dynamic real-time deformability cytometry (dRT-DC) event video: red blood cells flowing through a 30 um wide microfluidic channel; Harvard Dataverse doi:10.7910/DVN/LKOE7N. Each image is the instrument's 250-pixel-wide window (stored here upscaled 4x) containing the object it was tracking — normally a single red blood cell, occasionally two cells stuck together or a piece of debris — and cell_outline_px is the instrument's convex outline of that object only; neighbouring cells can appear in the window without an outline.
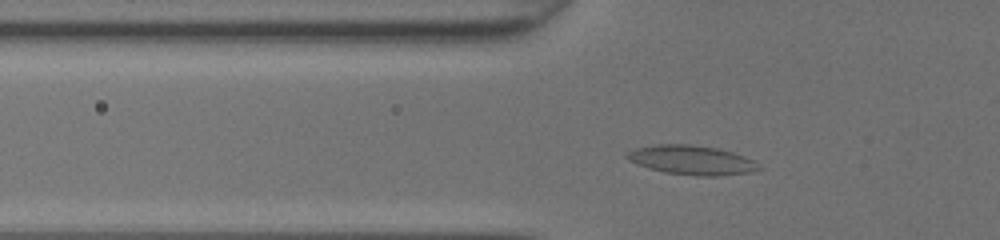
{"species": "common noctule bat (a hibernating species)", "species_latin": "Nyctalus noctula", "temperature_condition": "room temperature", "stored_images_in_passage": 40, "camera_frame_rate_fps": 3000, "um_per_image_px": 0.085, "animal": {"sex": "female", "body_mass_g": 20.0, "forearm_length_mm": 54.0}, "frame": {"image": 1, "passage_image": 9, "time_ms": 2.667, "image_size_px": [1000, 240], "cell_outline_px": [[764, 168], [752, 172], [720, 176], [696, 176], [664, 172], [648, 168], [636, 164], [628, 160], [624, 156], [628, 152], [636, 148], [656, 144], [688, 144], [716, 148], [732, 152], [744, 156], [752, 160]], "centroid_in_image_um": [58.79, 13.62], "position_along_channel_um": 67.0, "area_um2": 22.6}}
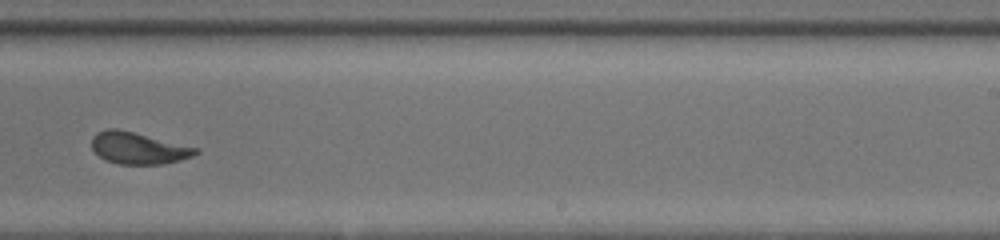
{"frame": {"image": 2, "passage_image": 24, "time_ms": 7.667, "image_size_px": [1000, 240], "cell_outline_px": [[200, 152], [192, 156], [180, 160], [164, 164], [116, 164], [104, 160], [92, 148], [92, 136], [96, 132], [108, 128], [116, 128], [200, 148]], "centroid_in_image_um": [11.76, 12.59], "position_along_channel_um": 277.2, "area_um2": 19.31}}
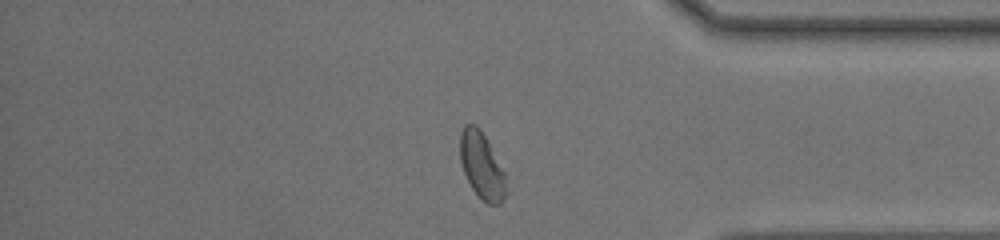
{"frame": {"image": 3, "passage_image": 33, "time_ms": 10.667, "image_size_px": [1000, 240], "cell_outline_px": [[508, 192], [500, 204], [488, 204], [480, 200], [472, 188], [464, 172], [460, 160], [460, 132], [464, 124], [476, 124], [480, 128], [504, 172]], "centroid_in_image_um": [40.95, 14.1], "position_along_channel_um": 394.3, "area_um2": 17.86}, "authors_computed_cell_mechanics": {"area_um2": 19.7098, "velocity_mm_per_s": 4.3028, "shape_relaxation_time_tau1_ms": 3.6288, "shape_relaxation_time_tau2_ms": 1.044, "deformation_change_tau1": 0.1423, "deformation_change_tau2": 0.0685}}